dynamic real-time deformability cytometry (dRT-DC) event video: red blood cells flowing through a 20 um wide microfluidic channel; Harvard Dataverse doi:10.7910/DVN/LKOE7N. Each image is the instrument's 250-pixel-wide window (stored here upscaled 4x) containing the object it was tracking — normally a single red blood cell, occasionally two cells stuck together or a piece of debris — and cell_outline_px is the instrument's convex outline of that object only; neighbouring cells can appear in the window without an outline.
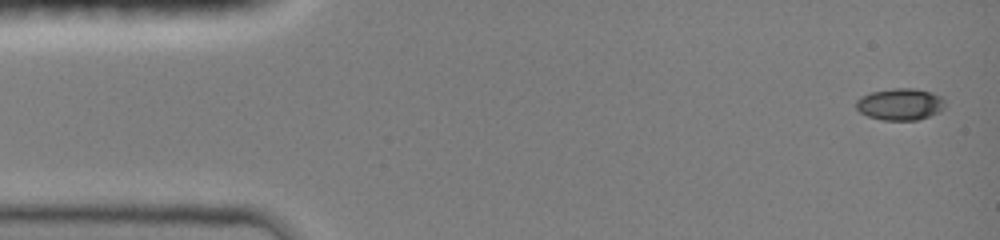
{"species": "common noctule bat (a hibernating species)", "species_latin": "Nyctalus noctula", "temperature_condition": "room temperature", "stored_images_in_passage": 7, "camera_frame_rate_fps": 3000, "um_per_image_px": 0.085, "animal": {"sex": "female", "body_mass_g": 19.0, "forearm_length_mm": 51.5}, "frame": {"image": 1, "passage_image": 1, "time_ms": 0.0, "image_size_px": [1000, 240], "cell_outline_px": [[944, 108], [940, 112], [916, 120], [884, 120], [868, 116], [860, 112], [856, 108], [856, 100], [860, 96], [872, 92], [892, 88], [912, 88], [932, 92], [944, 96]], "centroid_in_image_um": [76.53, 8.85], "position_along_channel_um": 8.5, "area_um2": 16.59}}
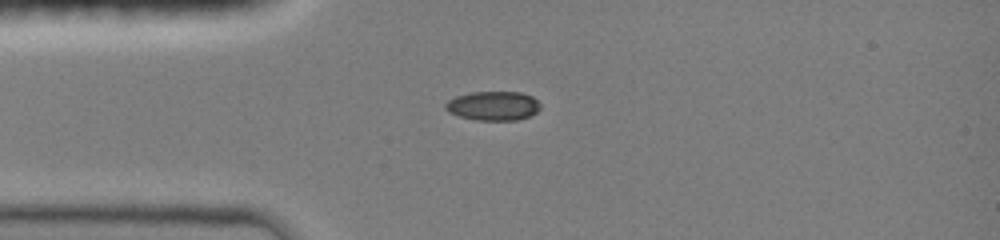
{"frame": {"image": 2, "passage_image": 5, "time_ms": 3.333, "image_size_px": [1000, 240], "cell_outline_px": [[540, 108], [536, 112], [528, 116], [516, 120], [476, 120], [460, 116], [448, 112], [444, 108], [444, 104], [448, 100], [456, 96], [472, 92], [520, 92], [532, 96], [540, 104]], "centroid_in_image_um": [41.9, 8.99], "position_along_channel_um": 43.1, "area_um2": 16.07}}
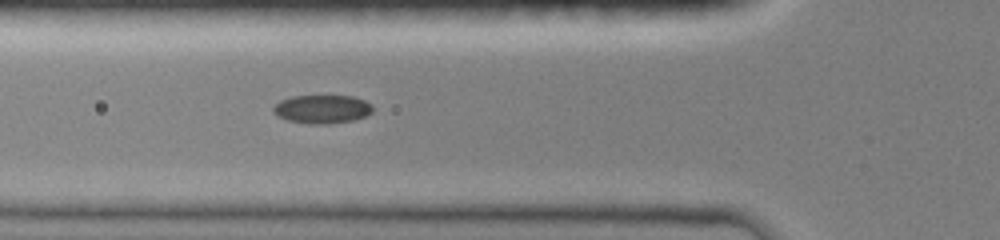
{"frame": {"image": 3, "passage_image": 7, "time_ms": 5.0, "image_size_px": [1000, 240], "cell_outline_px": [[372, 112], [364, 116], [352, 120], [328, 124], [308, 124], [288, 120], [272, 112], [272, 108], [280, 100], [292, 96], [352, 96], [364, 100], [372, 104]], "centroid_in_image_um": [27.37, 9.27], "position_along_channel_um": 98.4, "area_um2": 16.42}}